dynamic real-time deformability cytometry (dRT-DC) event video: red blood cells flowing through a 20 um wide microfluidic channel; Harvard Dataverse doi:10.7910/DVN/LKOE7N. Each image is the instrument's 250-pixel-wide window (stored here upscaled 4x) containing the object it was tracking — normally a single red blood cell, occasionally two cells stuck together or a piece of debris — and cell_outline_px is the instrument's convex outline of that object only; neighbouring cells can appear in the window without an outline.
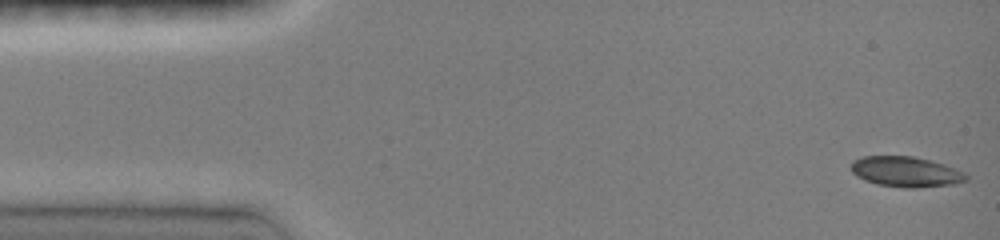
{"species": "common noctule bat (a hibernating species)", "species_latin": "Nyctalus noctula", "temperature_condition": "room temperature", "stored_images_in_passage": 48, "camera_frame_rate_fps": 3000, "um_per_image_px": 0.085, "animal": {"sex": "female", "body_mass_g": 19.0, "forearm_length_mm": 51.5}, "frame": {"image": 1, "passage_image": 1, "time_ms": 0.0, "image_size_px": [1000, 240], "cell_outline_px": [[968, 180], [952, 184], [916, 188], [904, 188], [876, 184], [864, 180], [856, 176], [852, 172], [852, 160], [864, 156], [912, 156], [944, 164], [956, 168], [964, 172], [968, 176]], "centroid_in_image_um": [77.0, 14.6], "position_along_channel_um": 8.0, "area_um2": 20.4}}
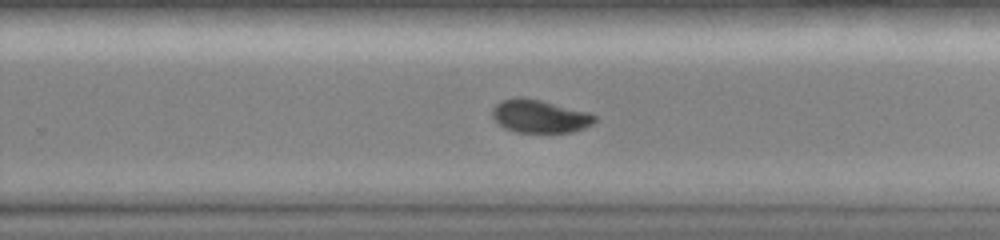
{"frame": {"image": 2, "passage_image": 30, "time_ms": 9.667, "image_size_px": [1000, 240], "cell_outline_px": [[596, 120], [592, 124], [584, 128], [572, 132], [516, 132], [504, 128], [496, 124], [492, 116], [492, 108], [500, 100], [516, 96], [520, 96], [540, 100], [592, 112], [596, 116]], "centroid_in_image_um": [45.86, 9.87], "position_along_channel_um": 283.9, "area_um2": 20.11}}
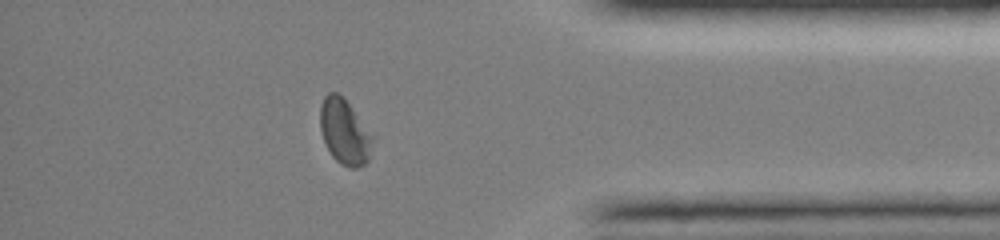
{"frame": {"image": 3, "passage_image": 40, "time_ms": 13.0, "image_size_px": [1000, 240], "cell_outline_px": [[372, 140], [368, 160], [364, 164], [356, 168], [352, 168], [340, 164], [332, 156], [320, 132], [320, 104], [324, 96], [328, 92], [336, 92], [344, 96], [372, 136]], "centroid_in_image_um": [29.24, 11.17], "position_along_channel_um": 406.0, "area_um2": 19.77}, "authors_computed_cell_mechanics": {"area_um2": 20.4034, "velocity_mm_per_s": 4.0691, "shape_relaxation_time_tau1_ms": 3.3146, "shape_relaxation_time_tau2_ms": null, "deformation_change_tau1": 0.1133, "deformation_change_tau2": null}}